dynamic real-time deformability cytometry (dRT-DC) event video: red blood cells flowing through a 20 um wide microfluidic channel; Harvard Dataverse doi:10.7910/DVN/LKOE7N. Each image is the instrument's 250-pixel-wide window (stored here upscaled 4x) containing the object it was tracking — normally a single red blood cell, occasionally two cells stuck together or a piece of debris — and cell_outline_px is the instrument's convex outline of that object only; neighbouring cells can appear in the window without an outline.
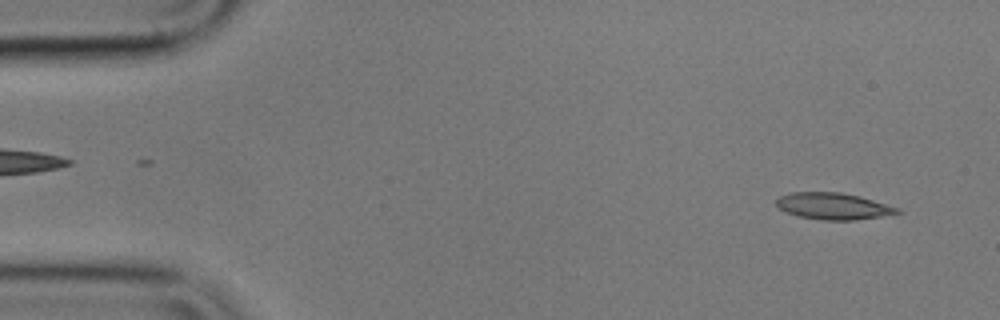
{"species": "common noctule bat (a hibernating species)", "species_latin": "Nyctalus noctula", "temperature_condition": "cold", "stored_images_in_passage": 55, "camera_frame_rate_fps": 3000, "um_per_image_px": 0.085, "animal": {"sex": "male", "body_mass_g": 17.9}, "frame": {"image": 1, "passage_image": 3, "time_ms": 0.667, "image_size_px": [1000, 320], "cell_outline_px": [[904, 212], [856, 220], [820, 220], [800, 216], [788, 212], [780, 208], [776, 204], [776, 200], [780, 196], [792, 192], [840, 192], [860, 196], [900, 208]], "centroid_in_image_um": [70.86, 17.52], "position_along_channel_um": 14.1, "area_um2": 18.67}}
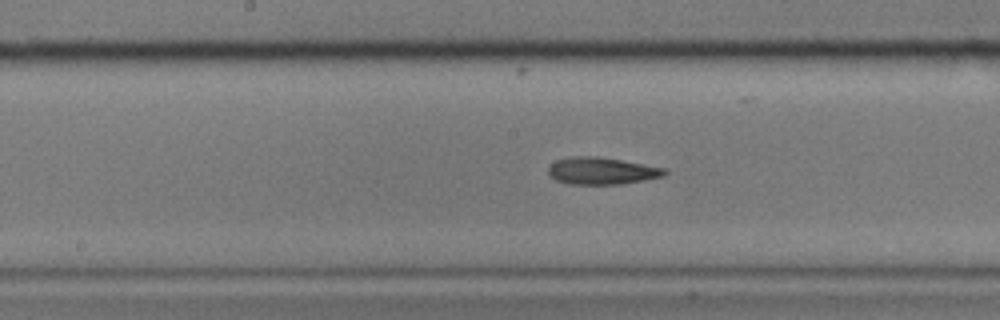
{"frame": {"image": 2, "passage_image": 27, "time_ms": 8.667, "image_size_px": [1000, 320], "cell_outline_px": [[668, 172], [664, 176], [624, 184], [568, 184], [556, 180], [548, 172], [548, 168], [556, 160], [572, 156], [596, 156], [668, 168]], "centroid_in_image_um": [51.19, 14.53], "position_along_channel_um": 197.0, "area_um2": 18.38}}
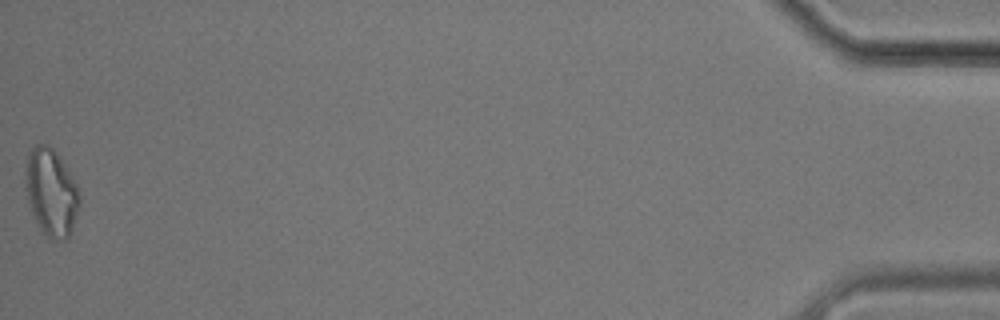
{"frame": {"image": 3, "passage_image": 55, "time_ms": 18.0, "image_size_px": [1000, 320], "cell_outline_px": [[80, 204], [68, 240], [52, 240], [44, 232], [36, 220], [28, 204], [24, 188], [24, 172], [28, 152], [36, 144], [48, 144], [60, 156], [72, 176], [80, 192]], "centroid_in_image_um": [4.34, 16.32], "position_along_channel_um": 430.9, "area_um2": 27.86}, "authors_computed_cell_mechanics": {"area_um2": 18.8428, "velocity_mm_per_s": 3.5375, "shape_relaxation_time_tau1_ms": 3.8574, "shape_relaxation_time_tau2_ms": 5.3945, "deformation_change_tau1": 0.1306, "deformation_change_tau2": 0.1472}}